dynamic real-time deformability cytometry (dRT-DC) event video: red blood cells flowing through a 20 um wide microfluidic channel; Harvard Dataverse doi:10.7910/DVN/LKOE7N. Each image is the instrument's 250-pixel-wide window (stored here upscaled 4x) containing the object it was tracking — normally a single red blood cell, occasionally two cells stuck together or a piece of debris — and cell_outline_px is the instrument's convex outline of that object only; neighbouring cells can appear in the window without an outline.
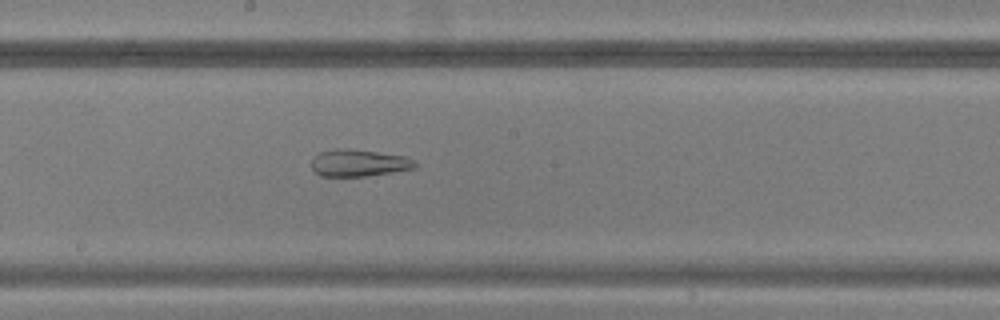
{"species": "common noctule bat (a hibernating species)", "species_latin": "Nyctalus noctula", "temperature_condition": "warm", "stored_images_in_passage": 42, "camera_frame_rate_fps": 3000, "um_per_image_px": 0.085, "animal": {"sex": "male", "body_mass_g": 20.5, "forearm_length_mm": 52.5}, "frame": {"image": 1, "passage_image": 21, "time_ms": 6.667, "image_size_px": [1000, 320], "cell_outline_px": [[416, 168], [364, 176], [320, 176], [312, 168], [312, 156], [320, 152], [336, 148], [348, 148], [404, 156], [412, 160], [416, 164]], "centroid_in_image_um": [30.44, 13.84], "position_along_channel_um": 217.8, "area_um2": 16.13}}
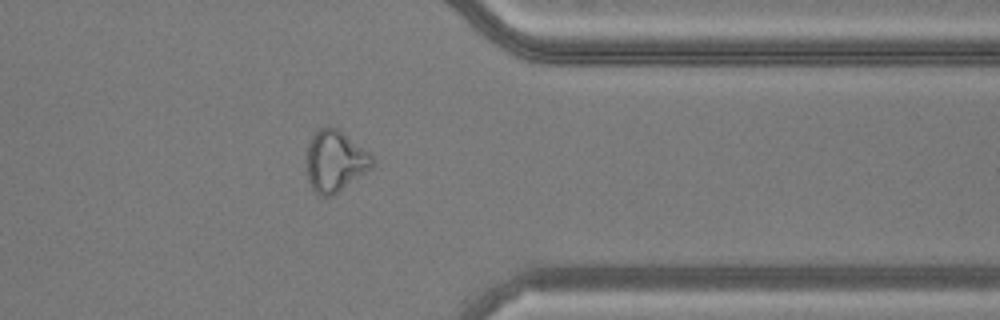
{"frame": {"image": 2, "passage_image": 33, "time_ms": 10.667, "image_size_px": [1000, 320], "cell_outline_px": [[376, 160], [372, 168], [332, 196], [320, 196], [312, 188], [308, 180], [308, 144], [312, 136], [324, 124], [328, 124], [336, 128], [368, 152]], "centroid_in_image_um": [28.49, 13.69], "position_along_channel_um": 382.9, "area_um2": 23.18}}
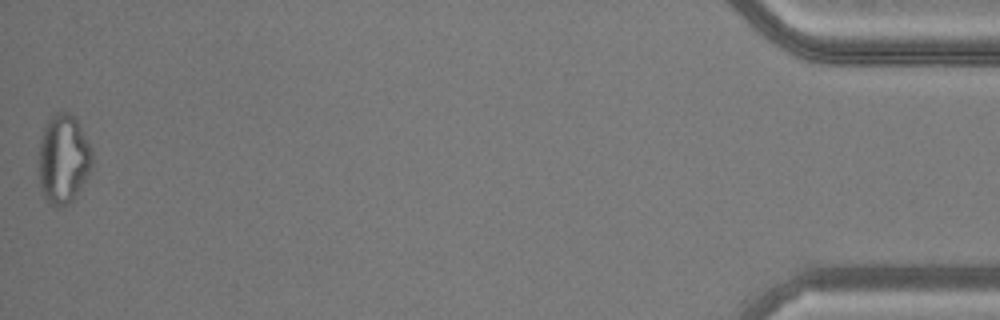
{"frame": {"image": 3, "passage_image": 42, "time_ms": 13.667, "image_size_px": [1000, 320], "cell_outline_px": [[92, 164], [80, 192], [68, 204], [56, 208], [48, 204], [40, 188], [40, 140], [44, 128], [48, 120], [56, 112], [68, 112], [76, 116], [92, 148]], "centroid_in_image_um": [5.41, 13.52], "position_along_channel_um": 429.8, "area_um2": 27.98}}